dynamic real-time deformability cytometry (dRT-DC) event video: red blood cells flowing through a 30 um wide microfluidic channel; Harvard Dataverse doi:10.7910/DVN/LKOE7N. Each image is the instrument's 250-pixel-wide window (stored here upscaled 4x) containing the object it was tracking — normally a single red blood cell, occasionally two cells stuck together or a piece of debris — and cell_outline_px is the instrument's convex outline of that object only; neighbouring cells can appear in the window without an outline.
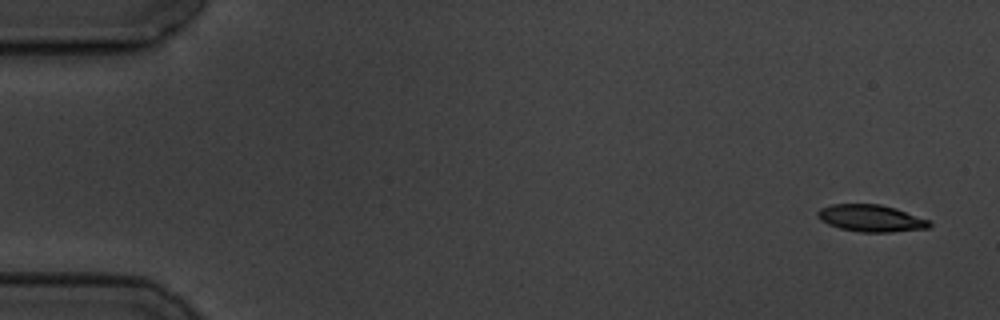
{"species": "common noctule bat (a hibernating species)", "species_latin": "Nyctalus noctula", "temperature_condition": "cold", "stored_images_in_passage": 5, "camera_frame_rate_fps": 3000, "um_per_image_px": 0.085, "animal": {"sex": "male", "body_mass_g": 19.5, "forearm_length_mm": 54.6}, "frame": {"image": 1, "passage_image": 1, "time_ms": 0.0, "image_size_px": [1000, 320], "cell_outline_px": [[932, 224], [928, 228], [892, 232], [860, 232], [840, 228], [828, 224], [820, 220], [816, 216], [816, 212], [820, 208], [832, 204], [880, 204], [896, 208], [932, 220]], "centroid_in_image_um": [74.05, 18.54], "position_along_channel_um": 10.9, "area_um2": 17.8}}
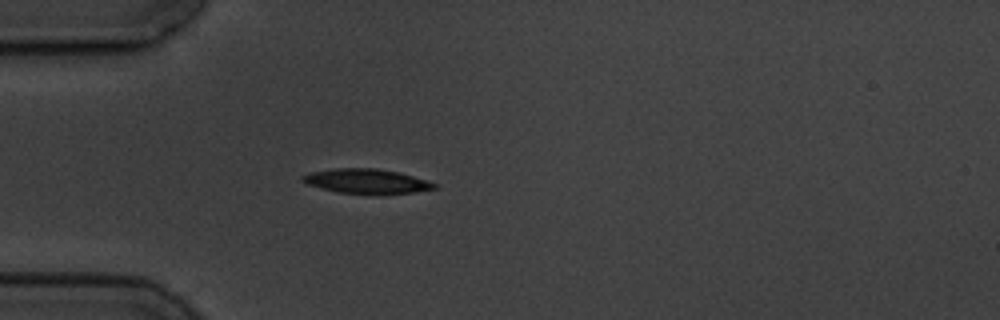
{"frame": {"image": 2, "passage_image": 5, "time_ms": 4.667, "image_size_px": [1000, 320], "cell_outline_px": [[436, 188], [412, 192], [340, 192], [308, 184], [300, 180], [300, 176], [308, 172], [336, 168], [376, 168], [396, 172], [412, 176], [436, 184]], "centroid_in_image_um": [31.06, 15.36], "position_along_channel_um": 53.9, "area_um2": 17.92}}